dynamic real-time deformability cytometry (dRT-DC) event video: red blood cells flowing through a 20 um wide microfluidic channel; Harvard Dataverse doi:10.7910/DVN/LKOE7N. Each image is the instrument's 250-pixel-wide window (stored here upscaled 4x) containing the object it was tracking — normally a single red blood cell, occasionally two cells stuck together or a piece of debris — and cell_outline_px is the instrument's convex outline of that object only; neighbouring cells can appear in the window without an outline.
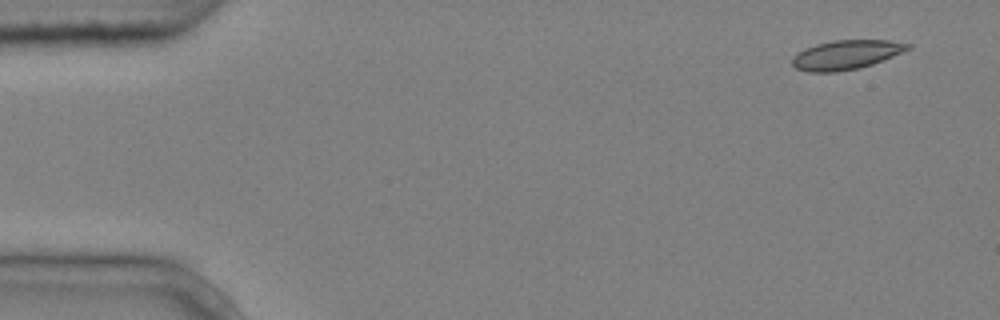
{"species": "common noctule bat (a hibernating species)", "species_latin": "Nyctalus noctula", "temperature_condition": "cold", "stored_images_in_passage": 5, "camera_frame_rate_fps": 3000, "um_per_image_px": 0.085, "animal": {"sex": "male", "body_mass_g": 20.4}, "frame": {"image": 1, "passage_image": 1, "time_ms": 0.0, "image_size_px": [1000, 320], "cell_outline_px": [[912, 48], [872, 64], [860, 68], [836, 72], [808, 72], [796, 68], [792, 64], [792, 56], [796, 52], [804, 48], [816, 44], [832, 40], [888, 40], [912, 44]], "centroid_in_image_um": [71.89, 4.65], "position_along_channel_um": 13.1, "area_um2": 19.83}}
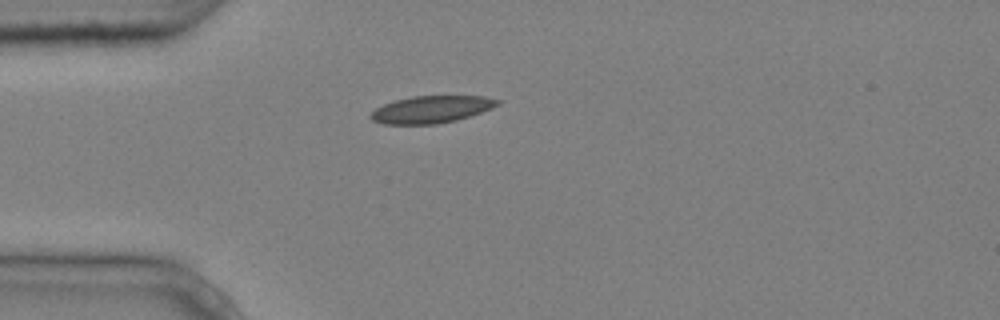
{"frame": {"image": 2, "passage_image": 4, "time_ms": 1.0, "image_size_px": [1000, 320], "cell_outline_px": [[500, 104], [492, 108], [456, 120], [436, 124], [384, 124], [372, 120], [368, 116], [376, 108], [384, 104], [396, 100], [412, 96], [484, 96], [500, 100]], "centroid_in_image_um": [36.65, 9.3], "position_along_channel_um": 48.3, "area_um2": 19.94}}